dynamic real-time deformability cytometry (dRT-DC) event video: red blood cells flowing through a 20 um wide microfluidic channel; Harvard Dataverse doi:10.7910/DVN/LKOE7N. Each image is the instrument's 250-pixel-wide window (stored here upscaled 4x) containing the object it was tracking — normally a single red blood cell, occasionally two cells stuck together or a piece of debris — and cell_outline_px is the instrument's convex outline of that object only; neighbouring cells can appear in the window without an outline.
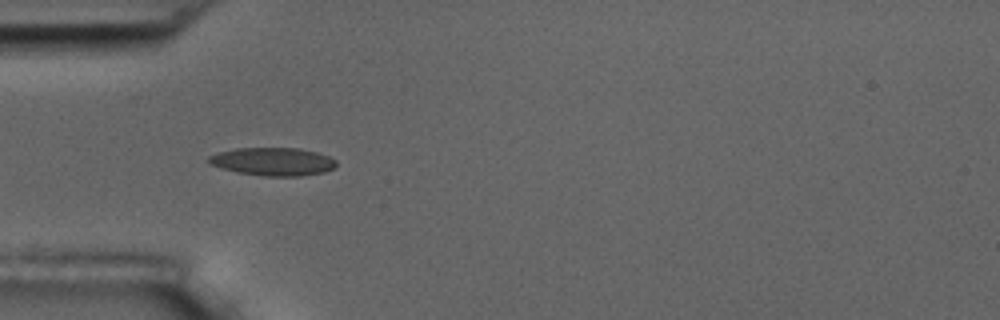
{"species": "common noctule bat (a hibernating species)", "species_latin": "Nyctalus noctula", "temperature_condition": "room temperature", "stored_images_in_passage": 8, "camera_frame_rate_fps": 3000, "um_per_image_px": 0.085, "animal": {"sex": "male", "body_mass_g": 17.5, "forearm_length_mm": 52.3}, "frame": {"image": 1, "passage_image": 5, "time_ms": 4.667, "image_size_px": [1000, 320], "cell_outline_px": [[336, 164], [332, 168], [324, 172], [300, 176], [264, 176], [236, 172], [220, 168], [212, 164], [208, 160], [208, 156], [220, 152], [236, 148], [300, 148], [316, 152], [328, 156], [336, 160]], "centroid_in_image_um": [23.19, 13.73], "position_along_channel_um": 61.8, "area_um2": 20.75}}
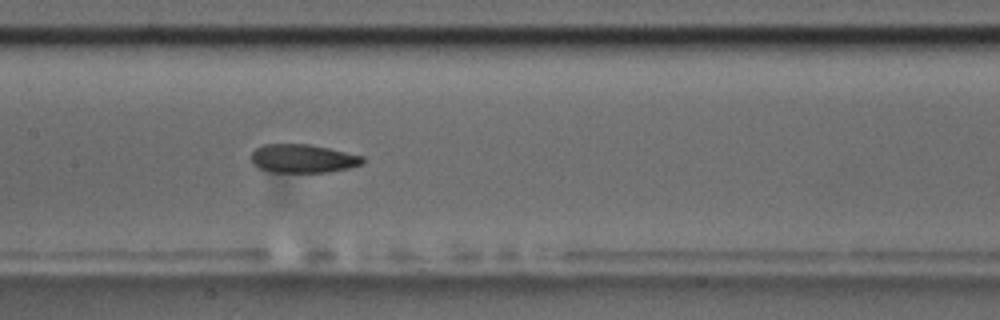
{"frame": {"image": 2, "passage_image": 8, "time_ms": 8.0, "image_size_px": [1000, 320], "cell_outline_px": [[364, 160], [360, 164], [348, 168], [328, 172], [268, 172], [252, 164], [252, 152], [256, 148], [264, 144], [308, 144], [328, 148], [364, 156]], "centroid_in_image_um": [25.72, 13.48], "position_along_channel_um": 181.7, "area_um2": 18.44}}